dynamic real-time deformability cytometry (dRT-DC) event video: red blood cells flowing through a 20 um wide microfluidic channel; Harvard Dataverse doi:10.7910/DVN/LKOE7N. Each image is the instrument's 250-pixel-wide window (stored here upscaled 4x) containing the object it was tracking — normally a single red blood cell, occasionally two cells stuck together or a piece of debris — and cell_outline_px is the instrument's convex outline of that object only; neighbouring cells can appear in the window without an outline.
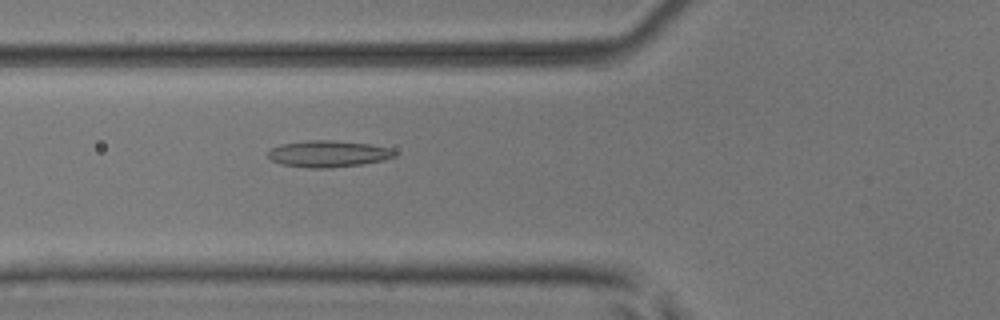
{"species": "common noctule bat (a hibernating species)", "species_latin": "Nyctalus noctula", "temperature_condition": "room temperature", "stored_images_in_passage": 18, "camera_frame_rate_fps": 3000, "um_per_image_px": 0.085, "animal": {"sex": "male", "body_mass_g": 17.9, "forearm_length_mm": 54.2}, "frame": {"image": 1, "passage_image": 8, "time_ms": 2.333, "image_size_px": [1000, 320], "cell_outline_px": [[396, 156], [384, 160], [360, 164], [328, 168], [308, 168], [280, 164], [272, 160], [268, 156], [268, 152], [272, 148], [280, 144], [308, 140], [332, 140], [368, 144], [392, 148], [396, 152]], "centroid_in_image_um": [27.9, 13.07], "position_along_channel_um": 97.9, "area_um2": 19.59}}
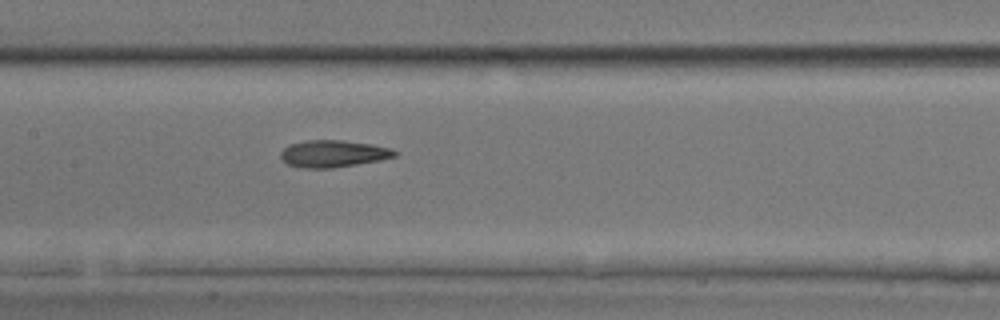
{"frame": {"image": 2, "passage_image": 14, "time_ms": 4.333, "image_size_px": [1000, 320], "cell_outline_px": [[400, 152], [396, 156], [380, 160], [332, 168], [300, 168], [288, 164], [280, 156], [280, 152], [284, 148], [292, 144], [308, 140], [340, 140], [372, 144], [392, 148]], "centroid_in_image_um": [28.36, 13.06], "position_along_channel_um": 179.0, "area_um2": 17.92}}
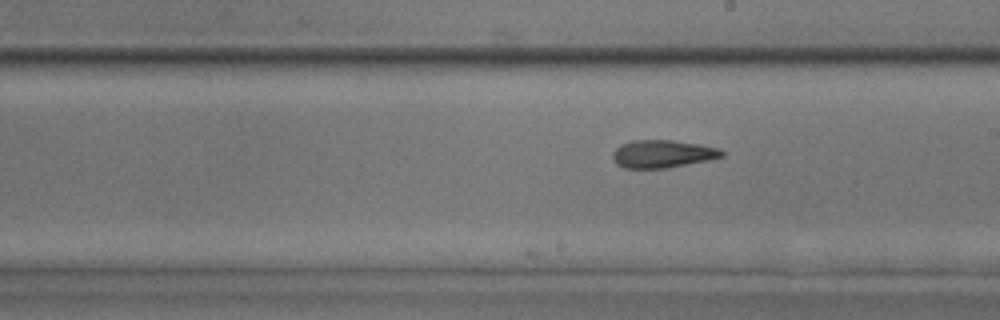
{"frame": {"image": 3, "passage_image": 18, "time_ms": 5.667, "image_size_px": [1000, 320], "cell_outline_px": [[724, 156], [708, 160], [668, 168], [624, 168], [616, 164], [612, 156], [612, 152], [620, 144], [632, 140], [672, 140], [700, 144], [720, 148], [724, 152]], "centroid_in_image_um": [56.31, 13.07], "position_along_channel_um": 232.7, "area_um2": 17.8}}